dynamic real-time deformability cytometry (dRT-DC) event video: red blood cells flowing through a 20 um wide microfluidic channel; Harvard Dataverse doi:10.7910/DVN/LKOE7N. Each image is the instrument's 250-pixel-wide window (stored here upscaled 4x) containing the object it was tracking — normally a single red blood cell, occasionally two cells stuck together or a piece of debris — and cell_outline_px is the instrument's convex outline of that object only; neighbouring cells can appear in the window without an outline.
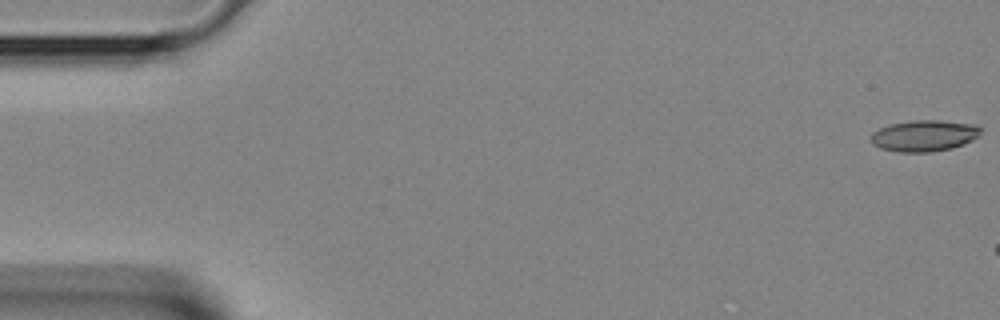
{"species": "Egyptian fruit bat (a non-hibernating species)", "species_latin": "Rousettus aegyptiacus", "temperature_condition": "room temperature", "stored_images_in_passage": 5, "segment_of_instrument_passage": [1, 2], "camera_frame_rate_fps": 3000, "um_per_image_px": 0.085, "animal": {"sex": "female"}, "frame": {"image": 1, "passage_image": 1, "time_ms": 0.0, "image_size_px": [1000, 320], "cell_outline_px": [[984, 128], [980, 136], [964, 144], [952, 148], [932, 152], [900, 152], [880, 148], [872, 144], [872, 132], [888, 124], [912, 120], [940, 120], [976, 124]], "centroid_in_image_um": [78.61, 11.52], "position_along_channel_um": 6.4, "area_um2": 20.35}}
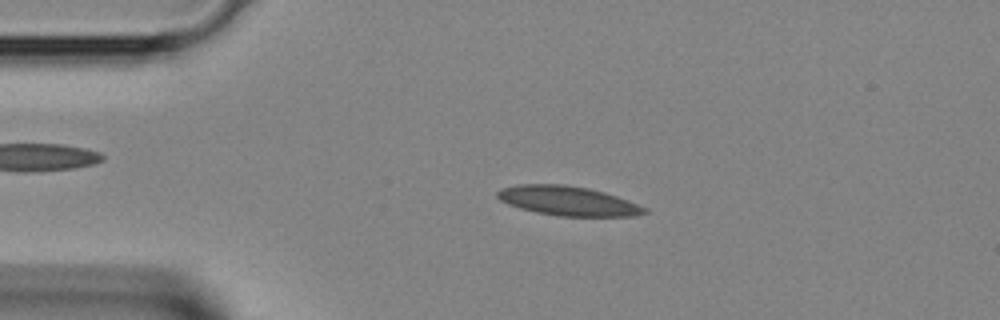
{"frame": {"image": 2, "passage_image": 4, "time_ms": 1.0, "image_size_px": [1000, 320], "cell_outline_px": [[648, 212], [636, 216], [556, 216], [536, 212], [520, 208], [508, 204], [500, 200], [496, 196], [496, 192], [500, 188], [516, 184], [564, 184], [588, 188], [604, 192], [628, 200], [648, 208]], "centroid_in_image_um": [48.26, 17.07], "position_along_channel_um": 36.7, "area_um2": 25.37}}